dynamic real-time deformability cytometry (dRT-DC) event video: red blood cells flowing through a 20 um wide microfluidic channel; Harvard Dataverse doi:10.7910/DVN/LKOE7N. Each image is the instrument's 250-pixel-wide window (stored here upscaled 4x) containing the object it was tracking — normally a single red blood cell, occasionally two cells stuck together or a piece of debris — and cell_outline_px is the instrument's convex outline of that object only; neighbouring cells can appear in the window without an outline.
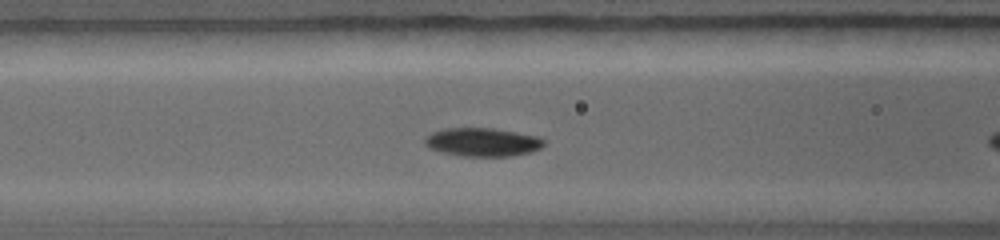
{"species": "common noctule bat (a hibernating species)", "species_latin": "Nyctalus noctula", "temperature_condition": "warm", "stored_images_in_passage": 27, "camera_frame_rate_fps": 5000, "um_per_image_px": 0.085, "animal": {"sex": "female", "body_mass_g": 19.0, "forearm_length_mm": 56.7}, "frame": {"image": 1, "passage_image": 4, "time_ms": 0.8, "image_size_px": [1000, 240], "cell_outline_px": [[544, 144], [540, 148], [532, 152], [512, 156], [460, 156], [428, 148], [424, 144], [424, 140], [432, 132], [448, 128], [492, 128], [540, 136], [544, 140]], "centroid_in_image_um": [41.04, 12.08], "position_along_channel_um": 125.6, "area_um2": 19.77}}
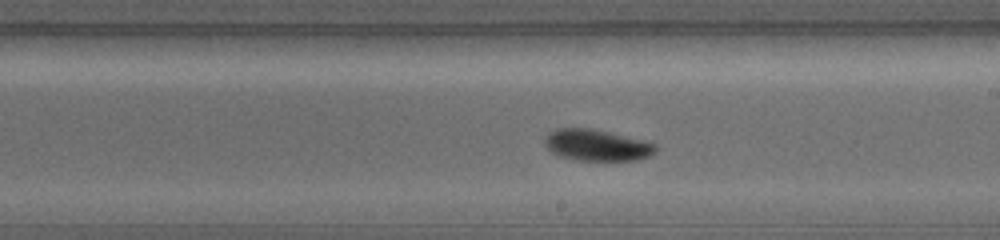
{"frame": {"image": 2, "passage_image": 12, "time_ms": 3.0, "image_size_px": [1000, 240], "cell_outline_px": [[660, 148], [656, 152], [648, 156], [636, 160], [580, 160], [560, 156], [552, 152], [544, 144], [544, 136], [548, 132], [556, 128], [592, 128], [644, 140], [656, 144]], "centroid_in_image_um": [50.73, 12.32], "position_along_channel_um": 238.3, "area_um2": 20.4}}
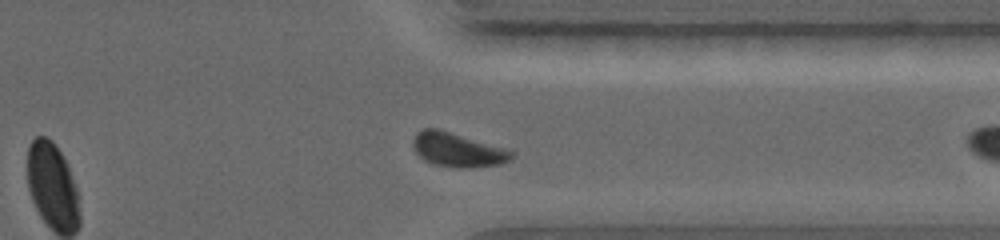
{"frame": {"image": 3, "passage_image": 22, "time_ms": 5.6, "image_size_px": [1000, 240], "cell_outline_px": [[516, 156], [512, 160], [500, 164], [476, 168], [456, 168], [436, 164], [424, 160], [416, 152], [412, 144], [412, 140], [416, 132], [424, 128], [440, 128], [508, 148], [516, 152]], "centroid_in_image_um": [38.97, 12.72], "position_along_channel_um": 372.4, "area_um2": 20.29}}